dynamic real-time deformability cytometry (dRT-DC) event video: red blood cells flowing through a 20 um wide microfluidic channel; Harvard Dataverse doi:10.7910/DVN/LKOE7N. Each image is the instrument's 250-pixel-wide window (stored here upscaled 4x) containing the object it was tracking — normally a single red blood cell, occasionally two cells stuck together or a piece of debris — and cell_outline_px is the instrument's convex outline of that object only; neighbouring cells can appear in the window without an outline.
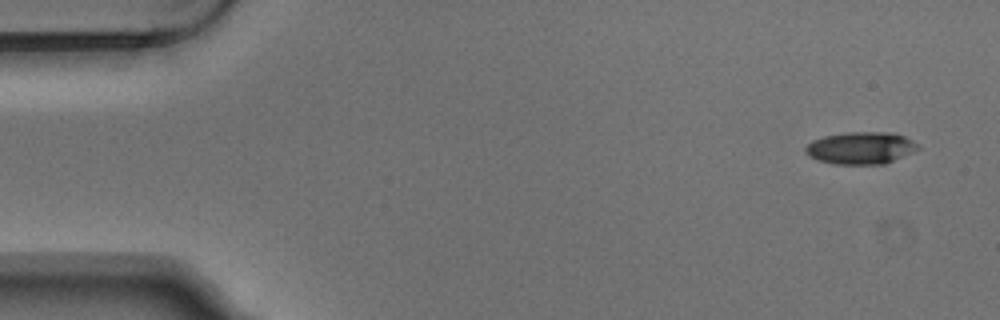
{"species": "Egyptian fruit bat (a non-hibernating species)", "species_latin": "Rousettus aegyptiacus", "temperature_condition": "warm", "stored_images_in_passage": 5, "camera_frame_rate_fps": 3000, "um_per_image_px": 0.085, "animal": {"sex": "male"}, "frame": {"image": 1, "passage_image": 1, "time_ms": 0.0, "image_size_px": [1000, 320], "cell_outline_px": [[920, 148], [912, 152], [884, 164], [832, 164], [808, 156], [804, 152], [804, 148], [812, 140], [824, 136], [848, 132], [892, 132], [904, 136], [920, 144]], "centroid_in_image_um": [73.16, 12.57], "position_along_channel_um": 11.8, "area_um2": 21.15}}
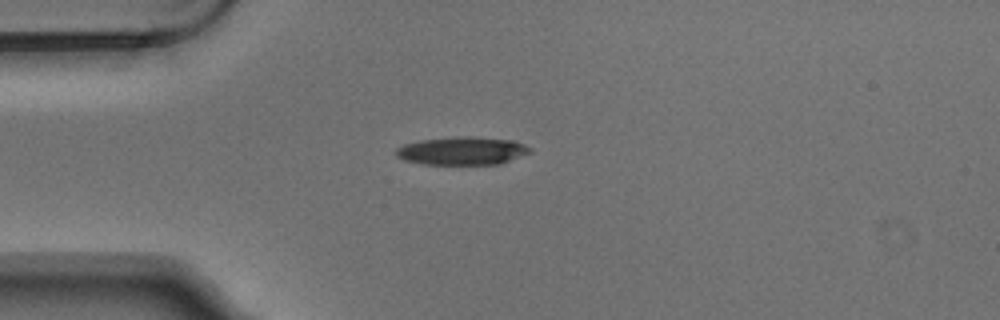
{"frame": {"image": 2, "passage_image": 4, "time_ms": 1.0, "image_size_px": [1000, 320], "cell_outline_px": [[532, 148], [528, 152], [500, 164], [420, 164], [404, 160], [396, 156], [396, 148], [404, 144], [420, 140], [464, 136], [472, 136], [512, 140], [524, 144]], "centroid_in_image_um": [39.24, 12.82], "position_along_channel_um": 45.8, "area_um2": 21.73}}